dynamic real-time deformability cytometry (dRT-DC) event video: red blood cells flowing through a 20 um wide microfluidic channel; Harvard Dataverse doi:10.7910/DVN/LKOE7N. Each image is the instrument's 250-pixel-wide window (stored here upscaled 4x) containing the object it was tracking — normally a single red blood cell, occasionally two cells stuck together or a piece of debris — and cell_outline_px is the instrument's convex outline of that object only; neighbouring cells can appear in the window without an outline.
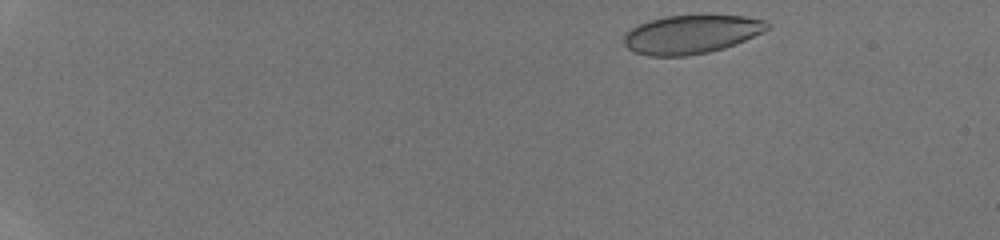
{"species": "human", "species_latin": "Homo sapiens", "temperature_condition": "room temperature", "stored_images_in_passage": 57, "camera_frame_rate_fps": 3000, "um_per_image_px": 0.085, "donor": {"sex": "male"}, "frame": {"image": 1, "passage_image": 2, "time_ms": 0.333, "image_size_px": [1000, 240], "cell_outline_px": [[772, 24], [768, 28], [744, 40], [724, 48], [708, 52], [688, 56], [648, 56], [636, 52], [628, 48], [624, 44], [624, 32], [636, 24], [648, 20], [664, 16], [704, 12], [744, 16], [764, 20]], "centroid_in_image_um": [58.73, 2.86], "position_along_channel_um": 26.3, "area_um2": 33.29}}
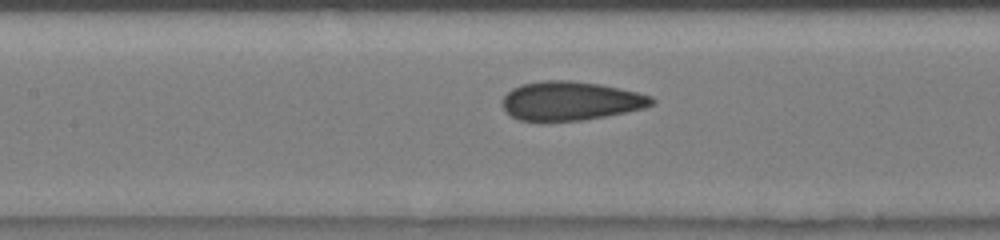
{"frame": {"image": 2, "passage_image": 23, "time_ms": 7.333, "image_size_px": [1000, 240], "cell_outline_px": [[656, 100], [652, 104], [644, 108], [584, 120], [520, 120], [512, 116], [504, 108], [500, 100], [512, 88], [520, 84], [544, 80], [568, 80], [600, 84], [620, 88], [652, 96]], "centroid_in_image_um": [48.49, 8.56], "position_along_channel_um": 158.9, "area_um2": 33.58}}
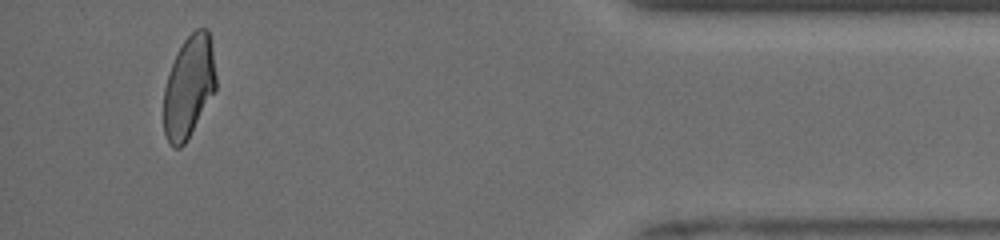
{"frame": {"image": 3, "passage_image": 53, "time_ms": 15.0, "image_size_px": [1000, 240], "cell_outline_px": [[216, 88], [184, 144], [180, 148], [172, 148], [168, 144], [164, 132], [164, 88], [172, 64], [184, 40], [196, 28], [208, 28], [212, 44], [216, 76]], "centroid_in_image_um": [16.05, 7.37], "position_along_channel_um": 419.2, "area_um2": 30.75}, "authors_computed_cell_mechanics": {"area_um2": 33.3506, "velocity_mm_per_s": 3.9551, "shape_relaxation_time_tau1_ms": 10.2539, "shape_relaxation_time_tau2_ms": 0.8969, "deformation_change_tau1": 0.2176, "deformation_change_tau2": 0.065}}